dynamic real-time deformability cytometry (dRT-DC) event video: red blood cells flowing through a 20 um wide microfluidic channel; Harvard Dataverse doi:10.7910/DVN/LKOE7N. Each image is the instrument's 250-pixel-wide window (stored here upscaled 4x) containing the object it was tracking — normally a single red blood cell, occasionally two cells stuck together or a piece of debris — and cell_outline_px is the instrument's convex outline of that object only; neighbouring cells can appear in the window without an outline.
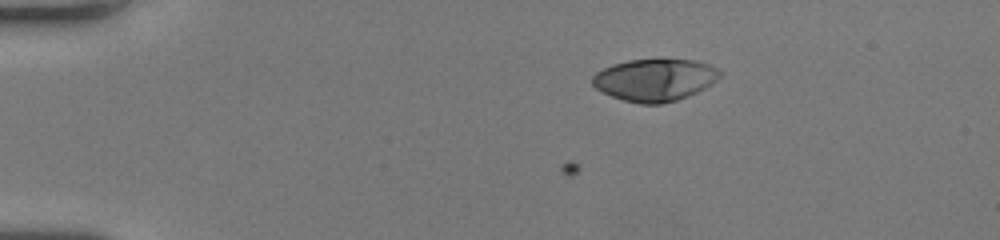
{"species": "human", "species_latin": "Homo sapiens", "temperature_condition": "room temperature", "stored_images_in_passage": 43, "camera_frame_rate_fps": 3000, "um_per_image_px": 0.085, "donor": {"sex": "female"}, "frame": {"image": 1, "passage_image": 1, "time_ms": 0.0, "image_size_px": [1000, 240], "cell_outline_px": [[720, 76], [712, 84], [688, 96], [676, 100], [660, 104], [640, 104], [624, 100], [612, 96], [596, 88], [592, 84], [592, 76], [596, 72], [612, 64], [628, 60], [696, 60], [720, 68]], "centroid_in_image_um": [55.66, 6.79], "position_along_channel_um": 29.3, "area_um2": 31.21}}
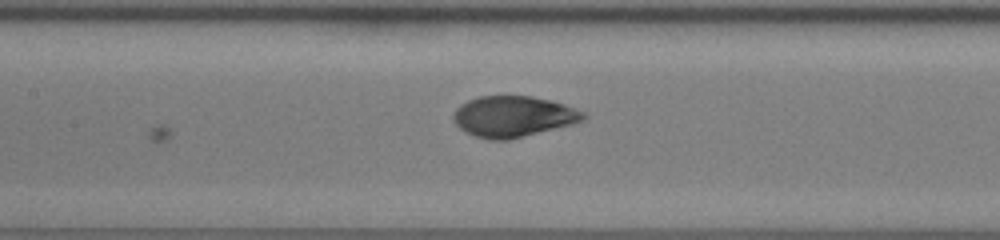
{"frame": {"image": 2, "passage_image": 17, "time_ms": 5.333, "image_size_px": [1000, 240], "cell_outline_px": [[588, 116], [584, 120], [572, 124], [508, 140], [488, 140], [476, 136], [460, 128], [452, 120], [452, 116], [456, 108], [460, 104], [468, 100], [480, 96], [532, 96], [564, 104], [588, 112]], "centroid_in_image_um": [43.64, 9.89], "position_along_channel_um": 163.8, "area_um2": 31.04}}
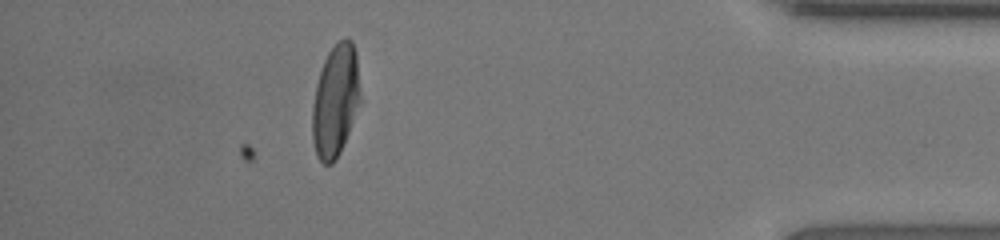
{"frame": {"image": 3, "passage_image": 38, "time_ms": 12.333, "image_size_px": [1000, 240], "cell_outline_px": [[360, 100], [348, 132], [340, 152], [332, 164], [324, 164], [316, 156], [312, 140], [312, 104], [316, 84], [324, 60], [328, 52], [344, 36], [348, 36], [352, 40], [356, 52]], "centroid_in_image_um": [28.49, 8.55], "position_along_channel_um": 406.7, "area_um2": 31.15}, "authors_computed_cell_mechanics": {"area_um2": 31.3854, "velocity_mm_per_s": 4.0824, "shape_relaxation_time_tau1_ms": 3.7575, "shape_relaxation_time_tau2_ms": null, "deformation_change_tau1": 0.2218, "deformation_change_tau2": null}}